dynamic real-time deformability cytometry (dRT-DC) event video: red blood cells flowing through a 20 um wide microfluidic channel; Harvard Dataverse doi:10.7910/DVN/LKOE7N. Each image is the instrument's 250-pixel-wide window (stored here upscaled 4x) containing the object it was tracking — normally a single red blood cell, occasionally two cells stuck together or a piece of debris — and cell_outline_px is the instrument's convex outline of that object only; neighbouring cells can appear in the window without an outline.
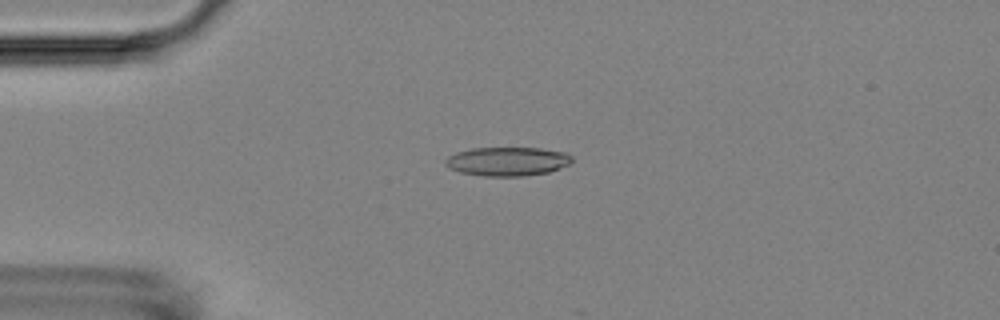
{"species": "Egyptian fruit bat (a non-hibernating species)", "species_latin": "Rousettus aegyptiacus", "temperature_condition": "room temperature", "stored_images_in_passage": 18, "camera_frame_rate_fps": 3000, "um_per_image_px": 0.085, "animal": {"sex": "female"}, "frame": {"image": 1, "passage_image": 14, "time_ms": 4.333, "image_size_px": [1000, 320], "cell_outline_px": [[572, 160], [568, 164], [560, 168], [548, 172], [524, 176], [484, 176], [460, 172], [448, 168], [444, 164], [444, 160], [448, 156], [456, 152], [472, 148], [540, 148], [568, 152], [572, 156]], "centroid_in_image_um": [43.12, 13.71], "position_along_channel_um": 41.9, "area_um2": 21.44}}